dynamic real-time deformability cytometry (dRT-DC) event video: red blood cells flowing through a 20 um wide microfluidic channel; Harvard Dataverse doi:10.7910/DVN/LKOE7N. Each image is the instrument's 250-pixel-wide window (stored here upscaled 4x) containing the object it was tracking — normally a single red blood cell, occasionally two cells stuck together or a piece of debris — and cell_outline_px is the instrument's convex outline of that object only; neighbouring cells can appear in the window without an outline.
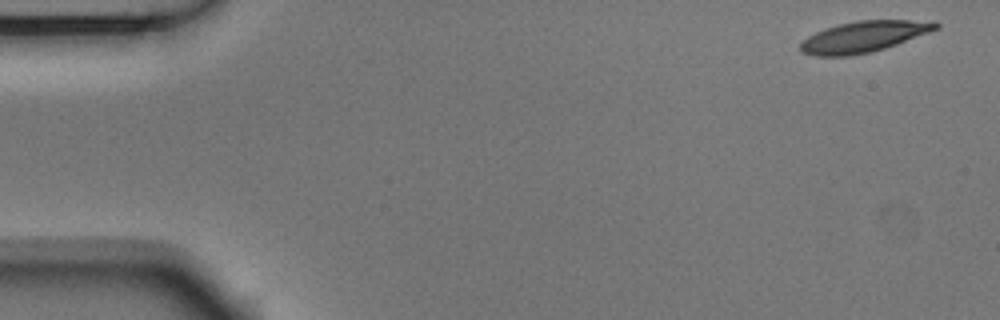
{"species": "Egyptian fruit bat (a non-hibernating species)", "species_latin": "Rousettus aegyptiacus", "temperature_condition": "room temperature", "stored_images_in_passage": 7, "camera_frame_rate_fps": 3000, "um_per_image_px": 0.085, "animal": {"sex": "male"}, "frame": {"image": 1, "passage_image": 1, "time_ms": 0.0, "image_size_px": [1000, 320], "cell_outline_px": [[940, 28], [896, 44], [872, 52], [848, 56], [816, 56], [800, 52], [800, 44], [808, 36], [816, 32], [840, 24], [856, 20], [908, 20], [940, 24]], "centroid_in_image_um": [73.36, 3.13], "position_along_channel_um": 11.6, "area_um2": 24.04}}
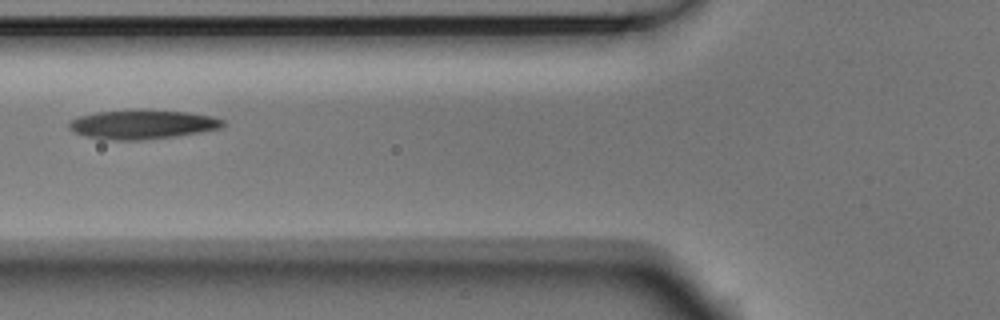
{"frame": {"image": 2, "passage_image": 6, "time_ms": 1.667, "image_size_px": [1000, 320], "cell_outline_px": [[224, 124], [220, 128], [200, 132], [176, 136], [140, 140], [112, 140], [84, 136], [68, 128], [68, 120], [80, 116], [96, 112], [140, 108], [188, 112], [212, 116], [224, 120]], "centroid_in_image_um": [12.08, 10.55], "position_along_channel_um": 113.7, "area_um2": 26.53}}
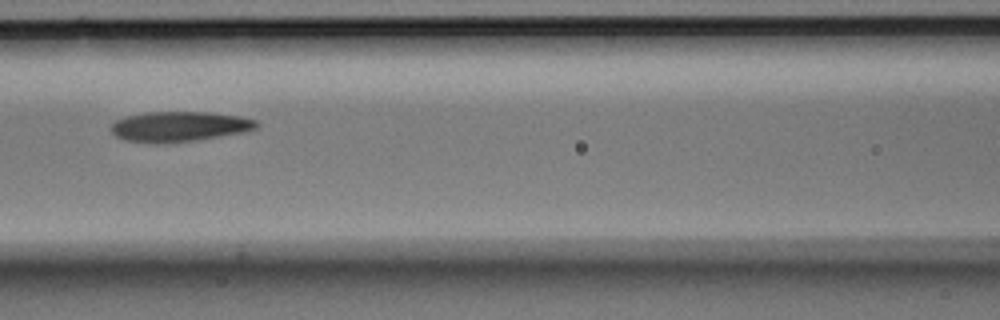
{"frame": {"image": 3, "passage_image": 7, "time_ms": 2.0, "image_size_px": [1000, 320], "cell_outline_px": [[260, 124], [256, 128], [248, 132], [196, 140], [164, 144], [152, 144], [124, 140], [116, 136], [112, 132], [112, 124], [116, 120], [124, 116], [144, 112], [208, 112], [240, 116], [256, 120]], "centroid_in_image_um": [15.25, 10.76], "position_along_channel_um": 151.4, "area_um2": 26.01}}